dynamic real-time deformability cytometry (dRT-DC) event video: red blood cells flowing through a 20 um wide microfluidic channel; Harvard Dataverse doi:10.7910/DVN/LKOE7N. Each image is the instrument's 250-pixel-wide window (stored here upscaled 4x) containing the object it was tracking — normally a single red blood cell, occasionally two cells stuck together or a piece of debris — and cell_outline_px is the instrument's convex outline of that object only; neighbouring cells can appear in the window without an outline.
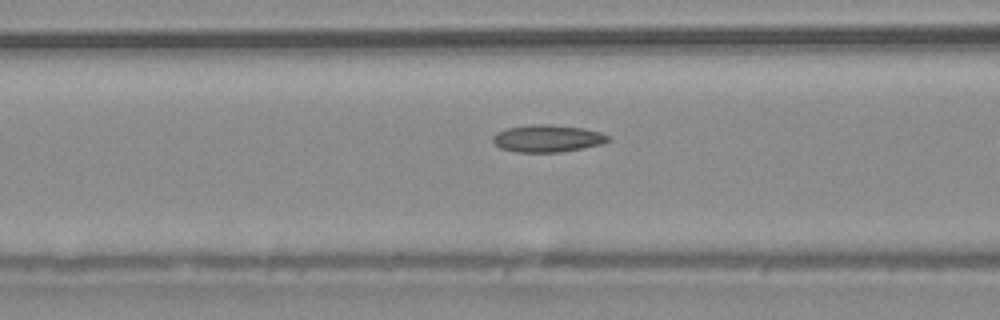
{"species": "common noctule bat (a hibernating species)", "species_latin": "Nyctalus noctula", "temperature_condition": "warm", "stored_images_in_passage": 7, "camera_frame_rate_fps": 3000, "um_per_image_px": 0.085, "animal": {"sex": "male", "body_mass_g": 20.4}, "frame": {"image": 1, "passage_image": 5, "time_ms": 1.333, "image_size_px": [1000, 320], "cell_outline_px": [[612, 140], [600, 144], [560, 152], [516, 152], [500, 148], [492, 140], [492, 136], [496, 132], [508, 128], [528, 124], [548, 124], [584, 128], [600, 132], [608, 136]], "centroid_in_image_um": [46.51, 11.76], "position_along_channel_um": 120.1, "area_um2": 18.26}}